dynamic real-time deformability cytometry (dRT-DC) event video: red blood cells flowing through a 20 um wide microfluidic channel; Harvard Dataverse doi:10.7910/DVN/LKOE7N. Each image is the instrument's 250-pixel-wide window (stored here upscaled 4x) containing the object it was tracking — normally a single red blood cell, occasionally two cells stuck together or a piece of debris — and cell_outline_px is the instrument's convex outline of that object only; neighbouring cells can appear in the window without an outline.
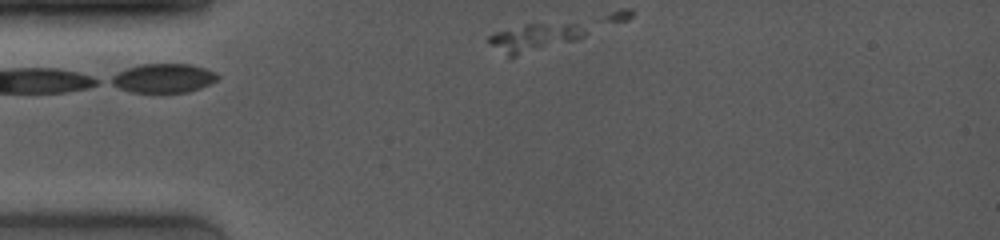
{"species": "common noctule bat (a hibernating species)", "species_latin": "Nyctalus noctula", "temperature_condition": "room temperature", "stored_images_in_passage": 15, "camera_frame_rate_fps": 4000, "um_per_image_px": 0.085, "animal": {"sex": "female", "body_mass_g": 19.0, "forearm_length_mm": 53.3}, "frame": {"image": 1, "passage_image": 1, "time_ms": 0.0, "image_size_px": [1000, 240], "cell_outline_px": [[588, 32], [580, 40], [516, 56], [508, 56], [488, 44], [488, 36], [496, 32], [524, 24], [580, 24]], "centroid_in_image_um": [45.46, 3.2], "position_along_channel_um": 39.5, "area_um2": 15.78}}